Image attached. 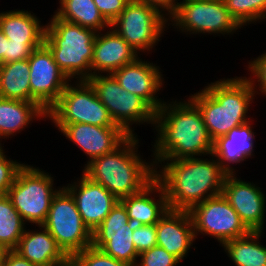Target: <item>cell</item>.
<instances>
[{"label": "cell", "mask_w": 266, "mask_h": 266, "mask_svg": "<svg viewBox=\"0 0 266 266\" xmlns=\"http://www.w3.org/2000/svg\"><path fill=\"white\" fill-rule=\"evenodd\" d=\"M247 69L249 72H251L252 76L248 78L253 86V89L257 92V94H260L258 91L261 92L262 95L265 94L266 97V53L261 54L257 58L253 59V61L248 62ZM256 79V80H255ZM257 81V83H256ZM257 84V85H256ZM258 87V91L256 90Z\"/></svg>", "instance_id": "36"}, {"label": "cell", "mask_w": 266, "mask_h": 266, "mask_svg": "<svg viewBox=\"0 0 266 266\" xmlns=\"http://www.w3.org/2000/svg\"><path fill=\"white\" fill-rule=\"evenodd\" d=\"M1 266H36L28 259L22 257L14 249L9 250Z\"/></svg>", "instance_id": "39"}, {"label": "cell", "mask_w": 266, "mask_h": 266, "mask_svg": "<svg viewBox=\"0 0 266 266\" xmlns=\"http://www.w3.org/2000/svg\"><path fill=\"white\" fill-rule=\"evenodd\" d=\"M45 27L31 11L15 9L0 13V30L12 42H44Z\"/></svg>", "instance_id": "25"}, {"label": "cell", "mask_w": 266, "mask_h": 266, "mask_svg": "<svg viewBox=\"0 0 266 266\" xmlns=\"http://www.w3.org/2000/svg\"><path fill=\"white\" fill-rule=\"evenodd\" d=\"M8 38L0 30V65L4 64V53H6V40Z\"/></svg>", "instance_id": "41"}, {"label": "cell", "mask_w": 266, "mask_h": 266, "mask_svg": "<svg viewBox=\"0 0 266 266\" xmlns=\"http://www.w3.org/2000/svg\"><path fill=\"white\" fill-rule=\"evenodd\" d=\"M25 224L9 197L0 195V243L10 250L15 249L25 232Z\"/></svg>", "instance_id": "29"}, {"label": "cell", "mask_w": 266, "mask_h": 266, "mask_svg": "<svg viewBox=\"0 0 266 266\" xmlns=\"http://www.w3.org/2000/svg\"><path fill=\"white\" fill-rule=\"evenodd\" d=\"M64 187L73 196L84 224L92 233L119 202L105 187L84 173L80 180Z\"/></svg>", "instance_id": "16"}, {"label": "cell", "mask_w": 266, "mask_h": 266, "mask_svg": "<svg viewBox=\"0 0 266 266\" xmlns=\"http://www.w3.org/2000/svg\"><path fill=\"white\" fill-rule=\"evenodd\" d=\"M138 257L140 259L136 266H176L181 263L177 257L158 245L140 253Z\"/></svg>", "instance_id": "32"}, {"label": "cell", "mask_w": 266, "mask_h": 266, "mask_svg": "<svg viewBox=\"0 0 266 266\" xmlns=\"http://www.w3.org/2000/svg\"><path fill=\"white\" fill-rule=\"evenodd\" d=\"M134 227L119 201L92 233V246L116 260L136 266L139 254L132 241Z\"/></svg>", "instance_id": "14"}, {"label": "cell", "mask_w": 266, "mask_h": 266, "mask_svg": "<svg viewBox=\"0 0 266 266\" xmlns=\"http://www.w3.org/2000/svg\"><path fill=\"white\" fill-rule=\"evenodd\" d=\"M104 19L111 24L131 0H93Z\"/></svg>", "instance_id": "37"}, {"label": "cell", "mask_w": 266, "mask_h": 266, "mask_svg": "<svg viewBox=\"0 0 266 266\" xmlns=\"http://www.w3.org/2000/svg\"><path fill=\"white\" fill-rule=\"evenodd\" d=\"M189 213L195 237L200 233L209 235L216 238L221 246L250 232L222 193L196 204Z\"/></svg>", "instance_id": "12"}, {"label": "cell", "mask_w": 266, "mask_h": 266, "mask_svg": "<svg viewBox=\"0 0 266 266\" xmlns=\"http://www.w3.org/2000/svg\"><path fill=\"white\" fill-rule=\"evenodd\" d=\"M210 156L209 160L193 157L158 159L154 163L155 179L163 188L169 209L189 211L196 204L222 193L228 173L212 154Z\"/></svg>", "instance_id": "1"}, {"label": "cell", "mask_w": 266, "mask_h": 266, "mask_svg": "<svg viewBox=\"0 0 266 266\" xmlns=\"http://www.w3.org/2000/svg\"><path fill=\"white\" fill-rule=\"evenodd\" d=\"M28 62L31 102L36 103L47 114L72 81L59 68L45 44L32 51Z\"/></svg>", "instance_id": "13"}, {"label": "cell", "mask_w": 266, "mask_h": 266, "mask_svg": "<svg viewBox=\"0 0 266 266\" xmlns=\"http://www.w3.org/2000/svg\"><path fill=\"white\" fill-rule=\"evenodd\" d=\"M87 81L115 124L129 136L135 135L131 127L134 123L140 125L146 122L154 127L156 112L141 97L121 87L112 74L93 75Z\"/></svg>", "instance_id": "8"}, {"label": "cell", "mask_w": 266, "mask_h": 266, "mask_svg": "<svg viewBox=\"0 0 266 266\" xmlns=\"http://www.w3.org/2000/svg\"><path fill=\"white\" fill-rule=\"evenodd\" d=\"M65 254H76L92 246V232L84 224L70 192L63 186L53 196L42 224Z\"/></svg>", "instance_id": "9"}, {"label": "cell", "mask_w": 266, "mask_h": 266, "mask_svg": "<svg viewBox=\"0 0 266 266\" xmlns=\"http://www.w3.org/2000/svg\"><path fill=\"white\" fill-rule=\"evenodd\" d=\"M179 31L189 34H232L243 28L228 11L224 0H183L168 18Z\"/></svg>", "instance_id": "10"}, {"label": "cell", "mask_w": 266, "mask_h": 266, "mask_svg": "<svg viewBox=\"0 0 266 266\" xmlns=\"http://www.w3.org/2000/svg\"><path fill=\"white\" fill-rule=\"evenodd\" d=\"M158 193L156 201L153 193ZM154 196L152 198L151 196ZM127 211L129 221L134 225H153L168 212L167 198L160 183L154 178L136 194L119 200Z\"/></svg>", "instance_id": "21"}, {"label": "cell", "mask_w": 266, "mask_h": 266, "mask_svg": "<svg viewBox=\"0 0 266 266\" xmlns=\"http://www.w3.org/2000/svg\"><path fill=\"white\" fill-rule=\"evenodd\" d=\"M54 178L38 167L25 165L18 171L7 196L25 223L41 226L49 213L54 189Z\"/></svg>", "instance_id": "6"}, {"label": "cell", "mask_w": 266, "mask_h": 266, "mask_svg": "<svg viewBox=\"0 0 266 266\" xmlns=\"http://www.w3.org/2000/svg\"><path fill=\"white\" fill-rule=\"evenodd\" d=\"M28 59L0 65V97L31 102Z\"/></svg>", "instance_id": "26"}, {"label": "cell", "mask_w": 266, "mask_h": 266, "mask_svg": "<svg viewBox=\"0 0 266 266\" xmlns=\"http://www.w3.org/2000/svg\"><path fill=\"white\" fill-rule=\"evenodd\" d=\"M138 144L137 135L129 136L112 152L85 164L82 173L100 183L118 200L138 193L155 178L154 163L140 157Z\"/></svg>", "instance_id": "4"}, {"label": "cell", "mask_w": 266, "mask_h": 266, "mask_svg": "<svg viewBox=\"0 0 266 266\" xmlns=\"http://www.w3.org/2000/svg\"><path fill=\"white\" fill-rule=\"evenodd\" d=\"M262 231H250L247 235L231 239L222 247L235 266H266V246L260 244Z\"/></svg>", "instance_id": "27"}, {"label": "cell", "mask_w": 266, "mask_h": 266, "mask_svg": "<svg viewBox=\"0 0 266 266\" xmlns=\"http://www.w3.org/2000/svg\"><path fill=\"white\" fill-rule=\"evenodd\" d=\"M132 241L137 253L140 254L157 245L156 224L135 225L132 234Z\"/></svg>", "instance_id": "35"}, {"label": "cell", "mask_w": 266, "mask_h": 266, "mask_svg": "<svg viewBox=\"0 0 266 266\" xmlns=\"http://www.w3.org/2000/svg\"><path fill=\"white\" fill-rule=\"evenodd\" d=\"M154 126L158 134L153 163L158 159L177 160L212 154L213 140L201 112L189 98L183 102H165L156 112Z\"/></svg>", "instance_id": "2"}, {"label": "cell", "mask_w": 266, "mask_h": 266, "mask_svg": "<svg viewBox=\"0 0 266 266\" xmlns=\"http://www.w3.org/2000/svg\"><path fill=\"white\" fill-rule=\"evenodd\" d=\"M224 2L230 14L242 27L266 18V0H224Z\"/></svg>", "instance_id": "30"}, {"label": "cell", "mask_w": 266, "mask_h": 266, "mask_svg": "<svg viewBox=\"0 0 266 266\" xmlns=\"http://www.w3.org/2000/svg\"><path fill=\"white\" fill-rule=\"evenodd\" d=\"M74 257L78 266H131L126 262L116 260L93 246L74 254Z\"/></svg>", "instance_id": "31"}, {"label": "cell", "mask_w": 266, "mask_h": 266, "mask_svg": "<svg viewBox=\"0 0 266 266\" xmlns=\"http://www.w3.org/2000/svg\"><path fill=\"white\" fill-rule=\"evenodd\" d=\"M138 1L146 3L149 6L155 7L165 17L168 15L167 16L168 18L176 11L179 3L178 0H138Z\"/></svg>", "instance_id": "38"}, {"label": "cell", "mask_w": 266, "mask_h": 266, "mask_svg": "<svg viewBox=\"0 0 266 266\" xmlns=\"http://www.w3.org/2000/svg\"><path fill=\"white\" fill-rule=\"evenodd\" d=\"M167 23V24H166ZM168 18L153 6L131 0L121 14L110 24L133 49L150 51L166 31Z\"/></svg>", "instance_id": "11"}, {"label": "cell", "mask_w": 266, "mask_h": 266, "mask_svg": "<svg viewBox=\"0 0 266 266\" xmlns=\"http://www.w3.org/2000/svg\"><path fill=\"white\" fill-rule=\"evenodd\" d=\"M250 122L232 128L225 136L213 141L212 155L228 174H236L230 164L237 165L253 156L255 132Z\"/></svg>", "instance_id": "22"}, {"label": "cell", "mask_w": 266, "mask_h": 266, "mask_svg": "<svg viewBox=\"0 0 266 266\" xmlns=\"http://www.w3.org/2000/svg\"><path fill=\"white\" fill-rule=\"evenodd\" d=\"M227 174L222 194L234 208L240 220L250 231H263L266 212V196L261 188Z\"/></svg>", "instance_id": "15"}, {"label": "cell", "mask_w": 266, "mask_h": 266, "mask_svg": "<svg viewBox=\"0 0 266 266\" xmlns=\"http://www.w3.org/2000/svg\"><path fill=\"white\" fill-rule=\"evenodd\" d=\"M41 117L47 119V114L36 103L0 97V138L16 135Z\"/></svg>", "instance_id": "23"}, {"label": "cell", "mask_w": 266, "mask_h": 266, "mask_svg": "<svg viewBox=\"0 0 266 266\" xmlns=\"http://www.w3.org/2000/svg\"><path fill=\"white\" fill-rule=\"evenodd\" d=\"M2 148V144H0V195H6L24 163L8 159Z\"/></svg>", "instance_id": "33"}, {"label": "cell", "mask_w": 266, "mask_h": 266, "mask_svg": "<svg viewBox=\"0 0 266 266\" xmlns=\"http://www.w3.org/2000/svg\"><path fill=\"white\" fill-rule=\"evenodd\" d=\"M59 4L60 7L55 11L59 19L93 29L96 32L110 27L93 0H60Z\"/></svg>", "instance_id": "28"}, {"label": "cell", "mask_w": 266, "mask_h": 266, "mask_svg": "<svg viewBox=\"0 0 266 266\" xmlns=\"http://www.w3.org/2000/svg\"><path fill=\"white\" fill-rule=\"evenodd\" d=\"M156 234L157 245L181 262L196 240L189 211L169 209L156 224Z\"/></svg>", "instance_id": "19"}, {"label": "cell", "mask_w": 266, "mask_h": 266, "mask_svg": "<svg viewBox=\"0 0 266 266\" xmlns=\"http://www.w3.org/2000/svg\"><path fill=\"white\" fill-rule=\"evenodd\" d=\"M138 54L113 28L104 34L97 32L91 60V76L112 74L135 61Z\"/></svg>", "instance_id": "20"}, {"label": "cell", "mask_w": 266, "mask_h": 266, "mask_svg": "<svg viewBox=\"0 0 266 266\" xmlns=\"http://www.w3.org/2000/svg\"><path fill=\"white\" fill-rule=\"evenodd\" d=\"M159 66L143 61L138 57L135 61L124 65L112 75L127 92L141 97L155 112L165 103L156 94L163 86L164 78Z\"/></svg>", "instance_id": "18"}, {"label": "cell", "mask_w": 266, "mask_h": 266, "mask_svg": "<svg viewBox=\"0 0 266 266\" xmlns=\"http://www.w3.org/2000/svg\"><path fill=\"white\" fill-rule=\"evenodd\" d=\"M47 117L54 124L87 123L101 127H120L115 124L87 80H76L75 86L68 84L58 102L48 111Z\"/></svg>", "instance_id": "7"}, {"label": "cell", "mask_w": 266, "mask_h": 266, "mask_svg": "<svg viewBox=\"0 0 266 266\" xmlns=\"http://www.w3.org/2000/svg\"><path fill=\"white\" fill-rule=\"evenodd\" d=\"M256 91L247 77L220 79L189 99L198 107L211 139L225 136L232 128L249 122V106Z\"/></svg>", "instance_id": "3"}, {"label": "cell", "mask_w": 266, "mask_h": 266, "mask_svg": "<svg viewBox=\"0 0 266 266\" xmlns=\"http://www.w3.org/2000/svg\"><path fill=\"white\" fill-rule=\"evenodd\" d=\"M44 42H12L6 40V53H4V64L18 60L28 59L34 49L41 47Z\"/></svg>", "instance_id": "34"}, {"label": "cell", "mask_w": 266, "mask_h": 266, "mask_svg": "<svg viewBox=\"0 0 266 266\" xmlns=\"http://www.w3.org/2000/svg\"><path fill=\"white\" fill-rule=\"evenodd\" d=\"M42 266H78L73 254H66L61 259Z\"/></svg>", "instance_id": "40"}, {"label": "cell", "mask_w": 266, "mask_h": 266, "mask_svg": "<svg viewBox=\"0 0 266 266\" xmlns=\"http://www.w3.org/2000/svg\"><path fill=\"white\" fill-rule=\"evenodd\" d=\"M38 227H41L39 232L25 229L14 250L36 266L51 263L65 256L49 231L42 225Z\"/></svg>", "instance_id": "24"}, {"label": "cell", "mask_w": 266, "mask_h": 266, "mask_svg": "<svg viewBox=\"0 0 266 266\" xmlns=\"http://www.w3.org/2000/svg\"><path fill=\"white\" fill-rule=\"evenodd\" d=\"M9 250L4 244L0 243V266L3 264Z\"/></svg>", "instance_id": "42"}, {"label": "cell", "mask_w": 266, "mask_h": 266, "mask_svg": "<svg viewBox=\"0 0 266 266\" xmlns=\"http://www.w3.org/2000/svg\"><path fill=\"white\" fill-rule=\"evenodd\" d=\"M96 34L93 29L59 19L54 14L45 27L44 44L70 80H88Z\"/></svg>", "instance_id": "5"}, {"label": "cell", "mask_w": 266, "mask_h": 266, "mask_svg": "<svg viewBox=\"0 0 266 266\" xmlns=\"http://www.w3.org/2000/svg\"><path fill=\"white\" fill-rule=\"evenodd\" d=\"M54 125L89 156L87 163L112 152L129 137L121 127H101L87 123Z\"/></svg>", "instance_id": "17"}]
</instances>
